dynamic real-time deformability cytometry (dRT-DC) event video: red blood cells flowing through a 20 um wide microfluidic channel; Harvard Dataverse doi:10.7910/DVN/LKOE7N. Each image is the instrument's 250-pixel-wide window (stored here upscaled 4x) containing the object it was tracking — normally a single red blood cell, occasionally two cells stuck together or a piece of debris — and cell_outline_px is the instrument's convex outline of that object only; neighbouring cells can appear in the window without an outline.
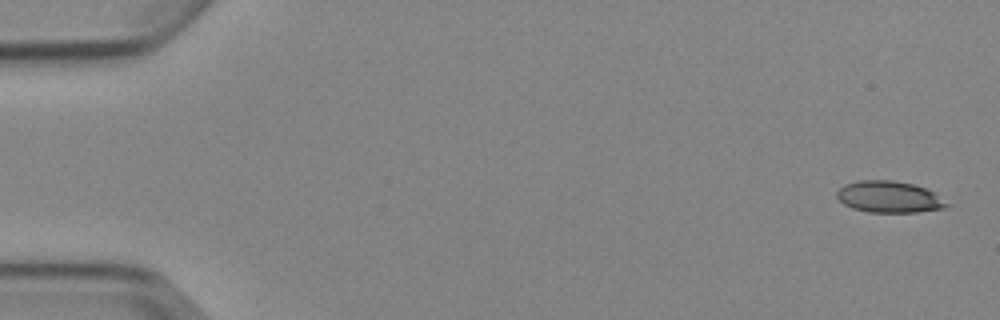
{"species": "Egyptian fruit bat (a non-hibernating species)", "species_latin": "Rousettus aegyptiacus", "temperature_condition": "cold", "stored_images_in_passage": 4, "camera_frame_rate_fps": 3000, "um_per_image_px": 0.085, "animal": {"sex": "female"}, "frame": {"image": 1, "passage_image": 1, "time_ms": 0.0, "image_size_px": [1000, 320], "cell_outline_px": [[952, 204], [944, 208], [916, 212], [868, 212], [852, 208], [844, 204], [836, 196], [836, 192], [844, 184], [860, 180], [892, 180], [912, 184], [936, 192]], "centroid_in_image_um": [75.61, 16.74], "position_along_channel_um": 9.4, "area_um2": 20.35}}